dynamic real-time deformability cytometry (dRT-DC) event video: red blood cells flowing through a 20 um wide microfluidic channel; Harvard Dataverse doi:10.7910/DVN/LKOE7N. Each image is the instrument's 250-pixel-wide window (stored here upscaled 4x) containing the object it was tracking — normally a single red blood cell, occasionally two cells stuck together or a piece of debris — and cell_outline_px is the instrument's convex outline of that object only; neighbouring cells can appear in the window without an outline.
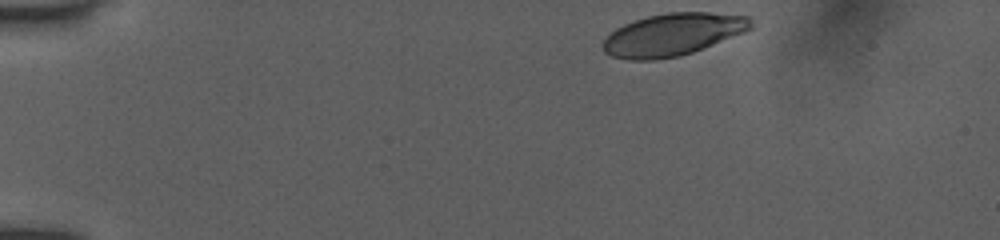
{"species": "human", "species_latin": "Homo sapiens", "temperature_condition": "room temperature", "stored_images_in_passage": 15, "camera_frame_rate_fps": 3000, "um_per_image_px": 0.085, "donor": {"sex": "female"}, "frame": {"image": 1, "passage_image": 1, "time_ms": 0.0, "image_size_px": [1000, 240], "cell_outline_px": [[752, 28], [744, 32], [692, 52], [680, 56], [652, 60], [628, 60], [612, 56], [604, 52], [600, 44], [616, 28], [624, 24], [648, 16], [668, 12], [708, 12], [748, 16], [752, 20]], "centroid_in_image_um": [57.16, 2.94], "position_along_channel_um": 27.8, "area_um2": 36.36}}
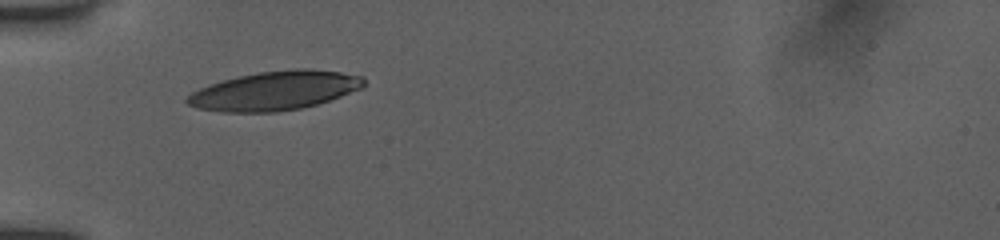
{"frame": {"image": 2, "passage_image": 14, "time_ms": 3.0, "image_size_px": [1000, 240], "cell_outline_px": [[364, 88], [316, 104], [300, 108], [276, 112], [224, 112], [196, 108], [188, 104], [184, 100], [192, 92], [208, 84], [236, 76], [260, 72], [292, 68], [312, 68], [340, 72], [364, 76]], "centroid_in_image_um": [23.35, 7.7], "position_along_channel_um": 61.6, "area_um2": 40.29}}